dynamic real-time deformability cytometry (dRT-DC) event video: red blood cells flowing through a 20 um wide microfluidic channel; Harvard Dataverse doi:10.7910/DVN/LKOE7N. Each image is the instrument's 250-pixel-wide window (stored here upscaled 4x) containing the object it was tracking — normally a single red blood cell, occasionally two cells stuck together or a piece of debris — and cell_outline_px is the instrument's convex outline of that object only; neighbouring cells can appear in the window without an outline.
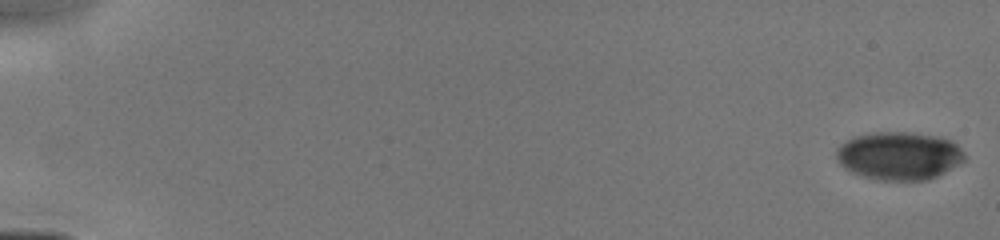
{"species": "human", "species_latin": "Homo sapiens", "temperature_condition": "cold", "stored_images_in_passage": 9, "camera_frame_rate_fps": 3000, "um_per_image_px": 0.085, "donor": {"sex": "male"}, "frame": {"image": 1, "passage_image": 1, "time_ms": 0.0, "image_size_px": [1000, 240], "cell_outline_px": [[964, 160], [944, 172], [936, 176], [924, 180], [876, 180], [852, 172], [844, 168], [836, 160], [836, 148], [844, 140], [852, 136], [872, 132], [912, 132], [936, 136], [952, 140], [964, 152]], "centroid_in_image_um": [76.36, 13.22], "position_along_channel_um": 8.6, "area_um2": 36.07}}
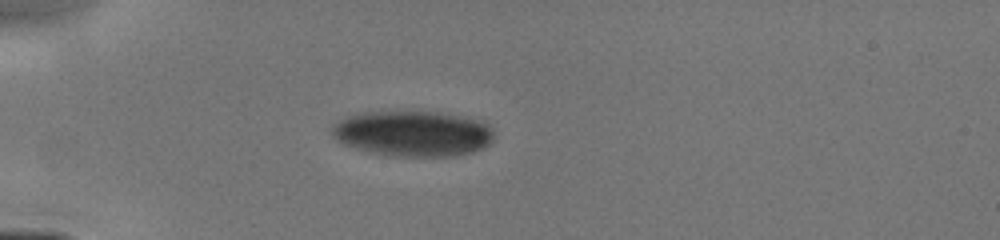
{"frame": {"image": 2, "passage_image": 7, "time_ms": 4.667, "image_size_px": [1000, 240], "cell_outline_px": [[492, 140], [484, 148], [472, 152], [456, 156], [384, 156], [356, 148], [344, 144], [336, 140], [332, 136], [332, 128], [340, 120], [348, 116], [368, 112], [436, 112], [460, 116], [476, 120], [488, 124], [492, 128]], "centroid_in_image_um": [35.1, 11.37], "position_along_channel_um": 49.9, "area_um2": 42.77}}
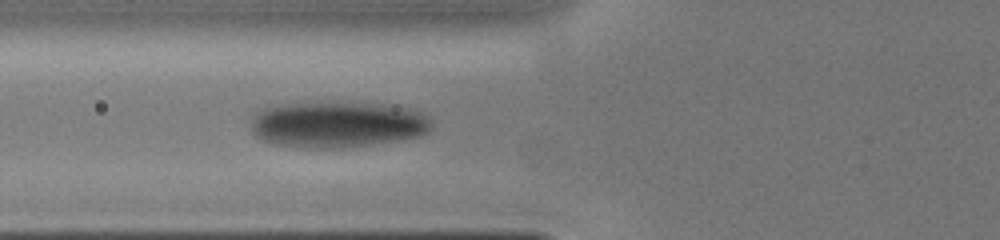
{"frame": {"image": 3, "passage_image": 9, "time_ms": 6.333, "image_size_px": [1000, 240], "cell_outline_px": [[432, 124], [428, 132], [420, 136], [372, 144], [340, 148], [308, 148], [272, 144], [256, 136], [252, 132], [252, 116], [256, 108], [284, 104], [360, 104], [404, 108], [420, 112]], "centroid_in_image_um": [28.57, 10.61], "position_along_channel_um": 97.2, "area_um2": 47.57}}